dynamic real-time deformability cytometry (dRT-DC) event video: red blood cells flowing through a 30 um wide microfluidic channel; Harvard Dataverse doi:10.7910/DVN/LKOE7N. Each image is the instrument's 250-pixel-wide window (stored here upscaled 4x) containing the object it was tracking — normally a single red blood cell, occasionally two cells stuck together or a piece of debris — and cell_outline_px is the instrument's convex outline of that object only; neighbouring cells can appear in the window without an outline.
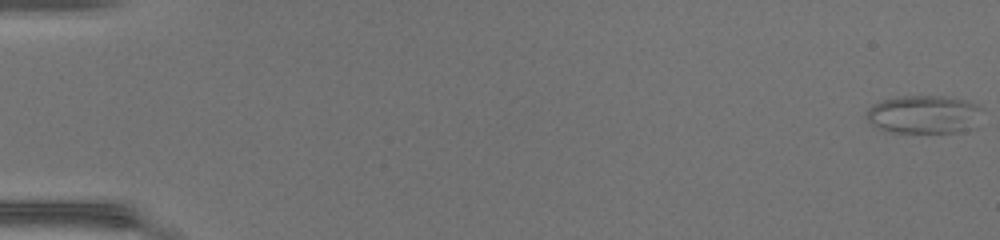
{"species": "common noctule bat (a hibernating species)", "species_latin": "Nyctalus noctula", "temperature_condition": "warm", "stored_images_in_passage": 50, "camera_frame_rate_fps": 3000, "um_per_image_px": 0.085, "animal": {"sex": "female", "body_mass_g": 17.0, "forearm_length_mm": 48.0}, "frame": {"image": 1, "passage_image": 1, "time_ms": 0.0, "image_size_px": [1000, 240], "cell_outline_px": [[984, 108], [980, 128], [960, 132], [884, 132], [872, 124], [868, 120], [868, 108], [872, 104], [880, 100], [900, 96], [944, 96], [964, 100], [980, 104]], "centroid_in_image_um": [78.66, 9.74], "position_along_channel_um": 6.3, "area_um2": 26.65}}
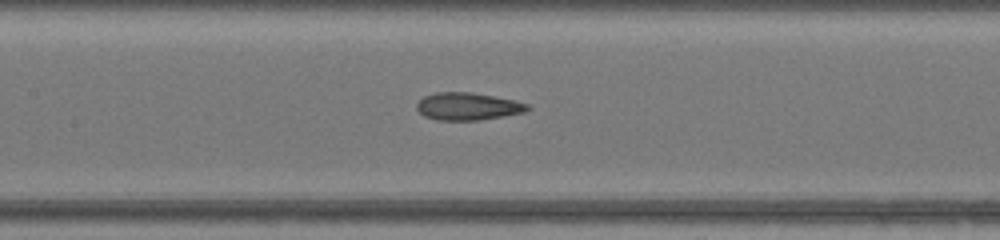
{"frame": {"image": 2, "passage_image": 25, "time_ms": 8.0, "image_size_px": [1000, 240], "cell_outline_px": [[532, 108], [524, 112], [504, 116], [476, 120], [436, 120], [424, 116], [416, 108], [416, 104], [424, 96], [436, 92], [472, 92], [516, 100], [528, 104]], "centroid_in_image_um": [39.77, 9.04], "position_along_channel_um": 167.6, "area_um2": 17.8}}
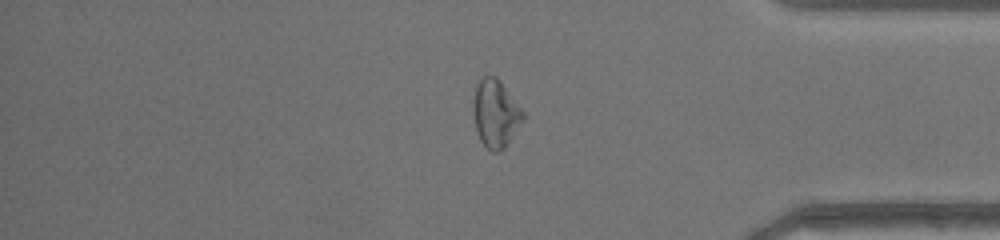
{"frame": {"image": 3, "passage_image": 42, "time_ms": 13.667, "image_size_px": [1000, 240], "cell_outline_px": [[524, 120], [504, 148], [500, 152], [492, 152], [480, 140], [476, 128], [472, 108], [472, 100], [476, 84], [480, 76], [496, 76], [500, 80], [524, 112]], "centroid_in_image_um": [42.1, 9.62], "position_along_channel_um": 393.1, "area_um2": 19.77}, "authors_computed_cell_mechanics": {"area_um2": 19.8254, "velocity_mm_per_s": 4.3304, "shape_relaxation_time_tau1_ms": null, "shape_relaxation_time_tau2_ms": 1.8589, "deformation_change_tau1": null, "deformation_change_tau2": 0.1023}}